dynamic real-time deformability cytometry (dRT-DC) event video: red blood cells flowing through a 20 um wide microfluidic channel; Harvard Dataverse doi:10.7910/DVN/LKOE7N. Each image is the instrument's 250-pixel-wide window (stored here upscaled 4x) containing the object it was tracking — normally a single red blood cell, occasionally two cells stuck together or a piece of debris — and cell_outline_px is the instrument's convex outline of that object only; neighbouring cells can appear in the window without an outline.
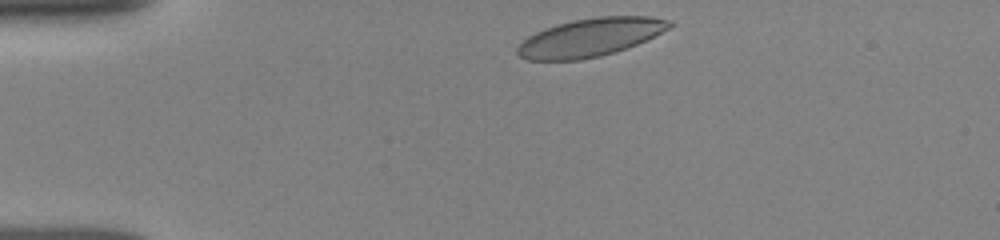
{"species": "human", "species_latin": "Homo sapiens", "temperature_condition": "room temperature", "stored_images_in_passage": 36, "camera_frame_rate_fps": 3000, "um_per_image_px": 0.085, "donor": {"sex": "female"}, "frame": {"image": 1, "passage_image": 1, "time_ms": 0.0, "image_size_px": [1000, 240], "cell_outline_px": [[672, 24], [668, 28], [636, 44], [616, 52], [600, 56], [580, 60], [528, 60], [520, 56], [516, 52], [516, 48], [528, 36], [536, 32], [556, 24], [596, 16], [648, 16], [672, 20]], "centroid_in_image_um": [50.15, 3.18], "position_along_channel_um": 34.9, "area_um2": 33.52}}
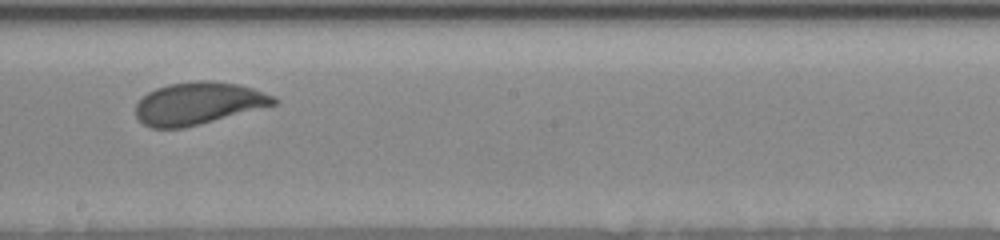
{"frame": {"image": 2, "passage_image": 20, "time_ms": 6.333, "image_size_px": [1000, 240], "cell_outline_px": [[280, 100], [276, 104], [200, 124], [184, 128], [152, 128], [144, 124], [136, 116], [136, 104], [148, 92], [156, 88], [168, 84], [196, 80], [212, 80], [240, 84], [276, 96]], "centroid_in_image_um": [16.88, 8.77], "position_along_channel_um": 231.3, "area_um2": 34.1}}
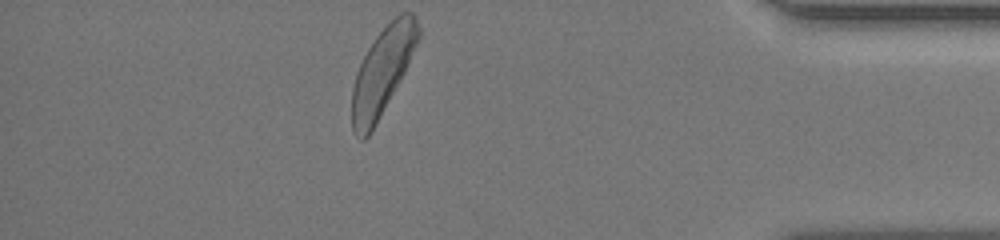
{"frame": {"image": 3, "passage_image": 36, "time_ms": 11.667, "image_size_px": [1000, 240], "cell_outline_px": [[420, 36], [404, 72], [400, 80], [372, 132], [364, 140], [360, 140], [352, 132], [352, 88], [356, 72], [368, 48], [376, 36], [400, 12], [412, 12], [416, 16], [420, 28]], "centroid_in_image_um": [32.49, 6.09], "position_along_channel_um": 402.7, "area_um2": 33.47}, "authors_computed_cell_mechanics": {"area_um2": 34.0442, "velocity_mm_per_s": 3.8646, "shape_relaxation_time_tau1_ms": 2.3874, "shape_relaxation_time_tau2_ms": null, "deformation_change_tau1": 0.1167, "deformation_change_tau2": null}}